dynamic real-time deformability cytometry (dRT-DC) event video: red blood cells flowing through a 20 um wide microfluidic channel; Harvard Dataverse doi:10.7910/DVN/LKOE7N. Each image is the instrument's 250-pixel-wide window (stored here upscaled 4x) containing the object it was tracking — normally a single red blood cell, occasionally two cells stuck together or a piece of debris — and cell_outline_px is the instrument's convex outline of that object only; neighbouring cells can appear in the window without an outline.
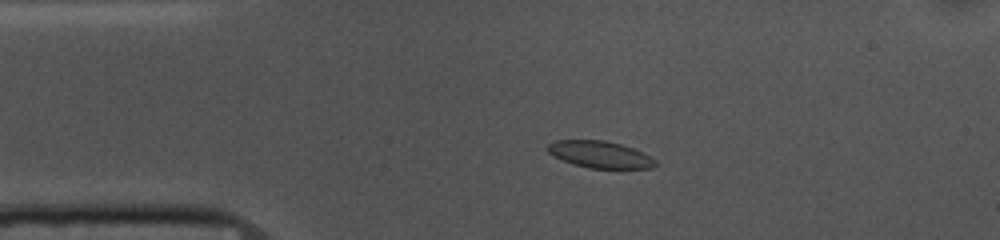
{"species": "common noctule bat (a hibernating species)", "species_latin": "Nyctalus noctula", "temperature_condition": "cold", "stored_images_in_passage": 53, "camera_frame_rate_fps": 3000, "um_per_image_px": 0.085, "animal": {"sex": "female", "body_mass_g": 10.0, "forearm_length_mm": 53.1}, "frame": {"image": 1, "passage_image": 10, "time_ms": 3.0, "image_size_px": [1000, 240], "cell_outline_px": [[660, 164], [652, 168], [588, 168], [572, 164], [552, 156], [548, 152], [548, 144], [556, 140], [604, 140], [620, 144], [632, 148], [656, 160]], "centroid_in_image_um": [50.98, 13.14], "position_along_channel_um": 34.0, "area_um2": 16.82}}
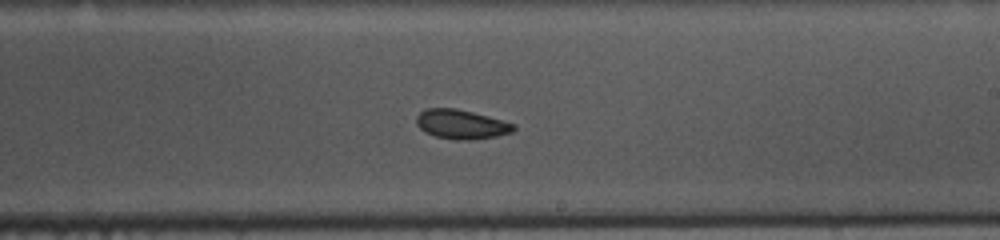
{"frame": {"image": 2, "passage_image": 30, "time_ms": 9.667, "image_size_px": [1000, 240], "cell_outline_px": [[516, 128], [512, 132], [496, 136], [472, 140], [456, 140], [436, 136], [424, 132], [416, 124], [416, 116], [424, 108], [456, 108], [504, 120], [516, 124]], "centroid_in_image_um": [39.21, 10.56], "position_along_channel_um": 249.8, "area_um2": 16.76}}
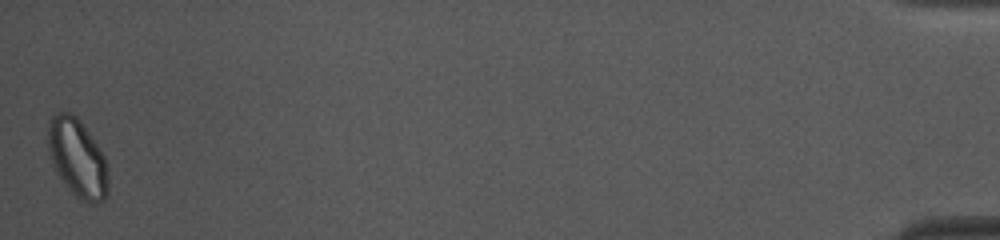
{"frame": {"image": 3, "passage_image": 53, "time_ms": 17.333, "image_size_px": [1000, 240], "cell_outline_px": [[108, 192], [104, 200], [96, 204], [92, 204], [80, 200], [64, 184], [56, 172], [52, 164], [48, 152], [48, 120], [52, 116], [60, 112], [68, 112], [76, 116], [80, 120], [104, 156], [108, 172]], "centroid_in_image_um": [6.57, 13.46], "position_along_channel_um": 428.6, "area_um2": 27.51}, "authors_computed_cell_mechanics": {"area_um2": 17.3978, "velocity_mm_per_s": 3.6427, "shape_relaxation_time_tau1_ms": null, "shape_relaxation_time_tau2_ms": 8.0394, "deformation_change_tau1": null, "deformation_change_tau2": 0.1316}}